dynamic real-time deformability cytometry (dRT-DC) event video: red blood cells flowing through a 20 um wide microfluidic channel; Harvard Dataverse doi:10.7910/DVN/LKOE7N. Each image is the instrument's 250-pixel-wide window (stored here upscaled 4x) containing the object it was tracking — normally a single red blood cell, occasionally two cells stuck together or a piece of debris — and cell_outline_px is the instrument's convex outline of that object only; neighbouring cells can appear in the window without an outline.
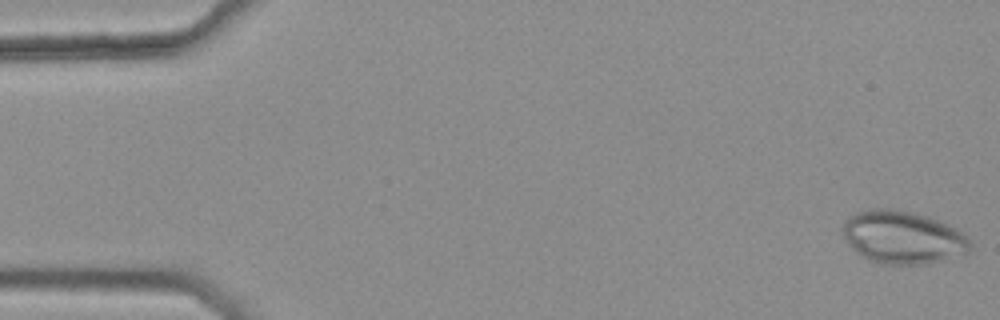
{"species": "common noctule bat (a hibernating species)", "species_latin": "Nyctalus noctula", "temperature_condition": "warm", "stored_images_in_passage": 44, "camera_frame_rate_fps": 3000, "um_per_image_px": 0.085, "animal": {"sex": "female", "body_mass_g": 25.1}, "frame": {"image": 1, "passage_image": 1, "time_ms": 0.0, "image_size_px": [1000, 320], "cell_outline_px": [[972, 252], [964, 256], [928, 264], [880, 264], [868, 260], [856, 252], [848, 244], [840, 232], [844, 220], [848, 216], [856, 212], [868, 208], [892, 208], [912, 212], [928, 216], [948, 224], [956, 228], [968, 236], [972, 244]], "centroid_in_image_um": [76.76, 20.18], "position_along_channel_um": 8.2, "area_um2": 40.4}}
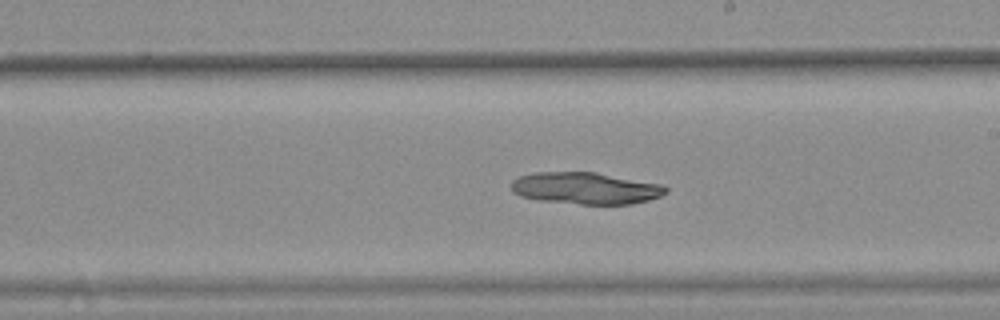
{"frame": {"image": 2, "passage_image": 30, "time_ms": 9.667, "image_size_px": [1000, 320], "cell_outline_px": [[668, 192], [660, 196], [648, 200], [632, 204], [580, 204], [536, 200], [520, 196], [512, 192], [512, 180], [520, 176], [536, 172], [596, 172], [664, 184], [668, 188]], "centroid_in_image_um": [49.8, 16.0], "position_along_channel_um": 239.2, "area_um2": 28.9}}
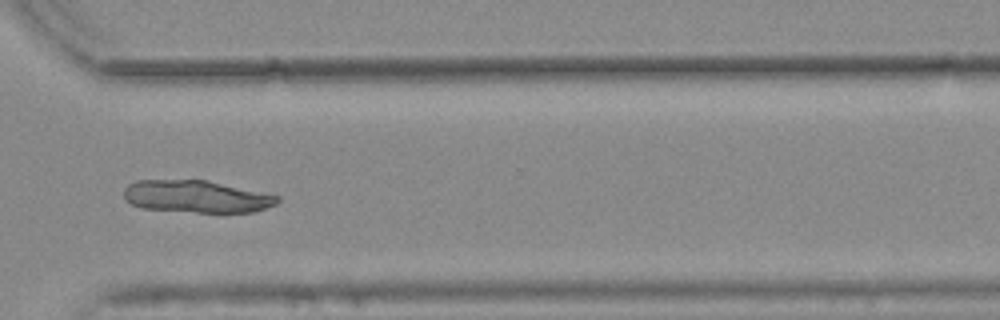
{"frame": {"image": 3, "passage_image": 39, "time_ms": 12.667, "image_size_px": [1000, 320], "cell_outline_px": [[280, 200], [276, 204], [252, 212], [196, 212], [140, 208], [132, 204], [124, 196], [124, 188], [128, 184], [136, 180], [208, 180], [280, 196]], "centroid_in_image_um": [16.69, 16.7], "position_along_channel_um": 353.9, "area_um2": 28.78}}